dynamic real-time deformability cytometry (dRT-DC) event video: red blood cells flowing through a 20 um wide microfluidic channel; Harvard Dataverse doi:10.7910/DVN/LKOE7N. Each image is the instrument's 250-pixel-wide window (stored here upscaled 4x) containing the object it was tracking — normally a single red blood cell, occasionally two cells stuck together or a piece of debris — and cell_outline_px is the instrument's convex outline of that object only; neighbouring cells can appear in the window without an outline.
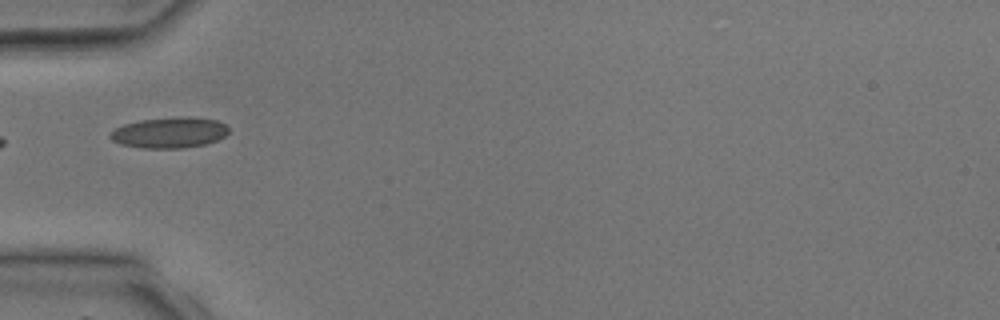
{"species": "common noctule bat (a hibernating species)", "species_latin": "Nyctalus noctula", "temperature_condition": "room temperature", "stored_images_in_passage": 2, "camera_frame_rate_fps": 3000, "um_per_image_px": 0.085, "animal": {"sex": "male", "body_mass_g": 17.9, "forearm_length_mm": 54.2}, "frame": {"image": 1, "passage_image": 2, "time_ms": 1.0, "image_size_px": [1000, 320], "cell_outline_px": [[228, 132], [224, 136], [216, 140], [204, 144], [180, 148], [144, 148], [120, 144], [112, 140], [108, 136], [108, 132], [124, 124], [140, 120], [180, 116], [188, 116], [216, 120], [224, 124], [228, 128]], "centroid_in_image_um": [14.36, 11.26], "position_along_channel_um": 70.6, "area_um2": 21.21}}